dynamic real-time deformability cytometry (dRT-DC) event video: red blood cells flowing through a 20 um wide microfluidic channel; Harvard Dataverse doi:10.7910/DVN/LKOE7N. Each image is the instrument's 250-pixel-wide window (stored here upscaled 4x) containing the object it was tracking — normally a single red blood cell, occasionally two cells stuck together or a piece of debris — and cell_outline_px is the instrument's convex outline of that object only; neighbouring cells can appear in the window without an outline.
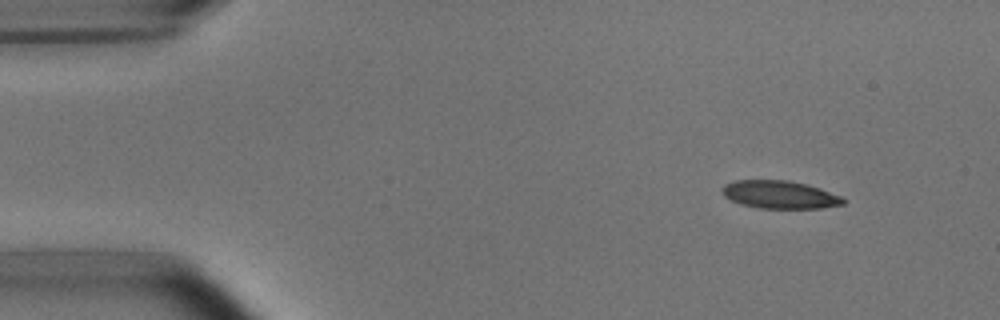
{"species": "common noctule bat (a hibernating species)", "species_latin": "Nyctalus noctula", "temperature_condition": "room temperature", "stored_images_in_passage": 4, "segment_of_instrument_passage": [2, 2], "camera_frame_rate_fps": 3000, "um_per_image_px": 0.085, "animal": {"sex": "male", "body_mass_g": 15.6}, "frame": {"image": 1, "passage_image": 4, "time_ms": 4.667, "image_size_px": [1000, 320], "cell_outline_px": [[848, 200], [844, 204], [820, 208], [760, 208], [744, 204], [732, 200], [724, 196], [720, 188], [724, 184], [736, 180], [788, 180], [808, 184], [820, 188], [840, 196]], "centroid_in_image_um": [66.29, 16.53], "position_along_channel_um": 18.7, "area_um2": 19.65}}